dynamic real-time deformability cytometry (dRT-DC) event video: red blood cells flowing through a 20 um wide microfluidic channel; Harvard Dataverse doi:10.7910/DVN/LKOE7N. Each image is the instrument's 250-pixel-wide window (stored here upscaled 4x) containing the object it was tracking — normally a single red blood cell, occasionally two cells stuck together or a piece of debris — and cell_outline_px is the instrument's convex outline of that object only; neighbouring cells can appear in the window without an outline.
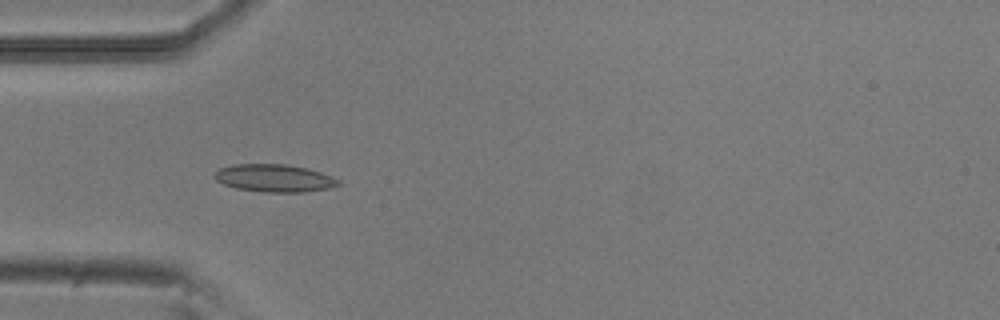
{"species": "common noctule bat (a hibernating species)", "species_latin": "Nyctalus noctula", "temperature_condition": "room temperature", "stored_images_in_passage": 6, "camera_frame_rate_fps": 3000, "um_per_image_px": 0.085, "animal": {"sex": "male", "body_mass_g": 20.5, "forearm_length_mm": 52.5}, "frame": {"image": 1, "passage_image": 5, "time_ms": 1.333, "image_size_px": [1000, 320], "cell_outline_px": [[340, 184], [328, 188], [304, 192], [264, 192], [236, 188], [224, 184], [216, 180], [212, 176], [220, 168], [232, 164], [284, 164], [304, 168], [320, 172], [340, 180]], "centroid_in_image_um": [23.28, 15.14], "position_along_channel_um": 61.7, "area_um2": 19.77}}
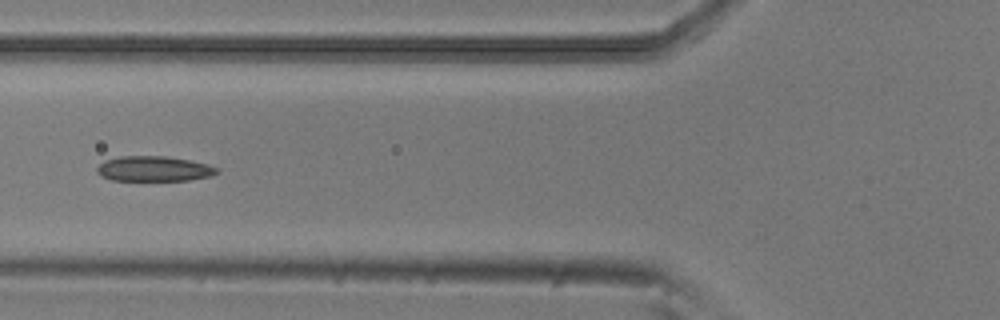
{"frame": {"image": 2, "passage_image": 6, "time_ms": 1.667, "image_size_px": [1000, 320], "cell_outline_px": [[220, 172], [212, 176], [188, 180], [112, 180], [100, 176], [96, 172], [96, 168], [104, 160], [120, 156], [164, 156], [188, 160], [208, 164], [220, 168]], "centroid_in_image_um": [13.09, 14.34], "position_along_channel_um": 112.7, "area_um2": 17.69}}